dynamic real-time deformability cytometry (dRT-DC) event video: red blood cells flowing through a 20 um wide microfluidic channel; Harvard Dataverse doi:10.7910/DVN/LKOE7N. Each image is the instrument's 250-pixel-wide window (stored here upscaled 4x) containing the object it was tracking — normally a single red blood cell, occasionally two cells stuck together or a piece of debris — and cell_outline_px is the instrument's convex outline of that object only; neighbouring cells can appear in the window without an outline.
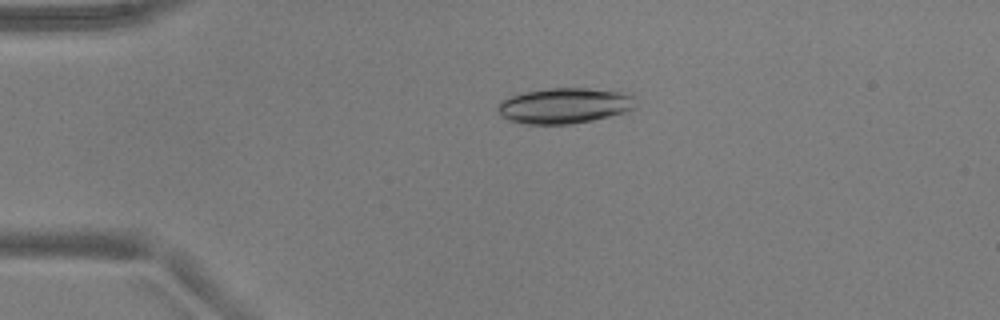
{"species": "common noctule bat (a hibernating species)", "species_latin": "Nyctalus noctula", "temperature_condition": "warm", "stored_images_in_passage": 51, "camera_frame_rate_fps": 3000, "um_per_image_px": 0.085, "animal": {"sex": "male", "body_mass_g": 17.9, "forearm_length_mm": 54.2}, "frame": {"image": 1, "passage_image": 11, "time_ms": 3.333, "image_size_px": [1000, 320], "cell_outline_px": [[636, 108], [624, 112], [592, 120], [572, 124], [524, 124], [508, 120], [500, 116], [496, 108], [496, 104], [500, 100], [508, 96], [524, 92], [552, 88], [620, 88], [636, 96]], "centroid_in_image_um": [48.03, 8.95], "position_along_channel_um": 37.0, "area_um2": 29.59}}
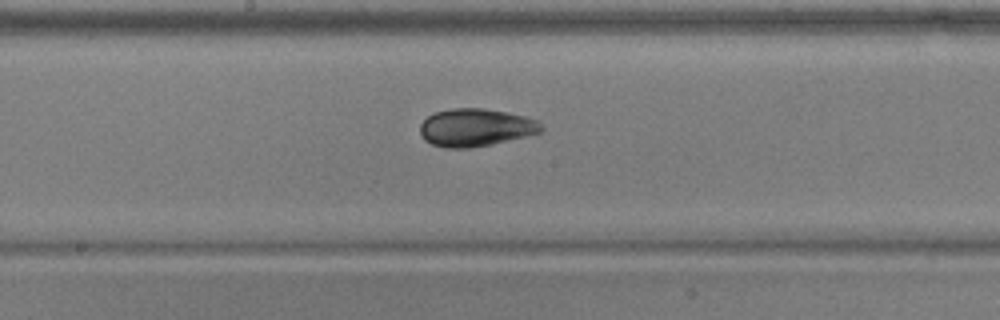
{"frame": {"image": 2, "passage_image": 27, "time_ms": 8.667, "image_size_px": [1000, 320], "cell_outline_px": [[544, 128], [540, 132], [528, 136], [492, 144], [468, 148], [444, 148], [432, 144], [424, 140], [420, 132], [420, 124], [428, 116], [436, 112], [452, 108], [484, 108], [508, 112], [524, 116], [536, 120]], "centroid_in_image_um": [40.43, 10.84], "position_along_channel_um": 207.8, "area_um2": 26.7}}
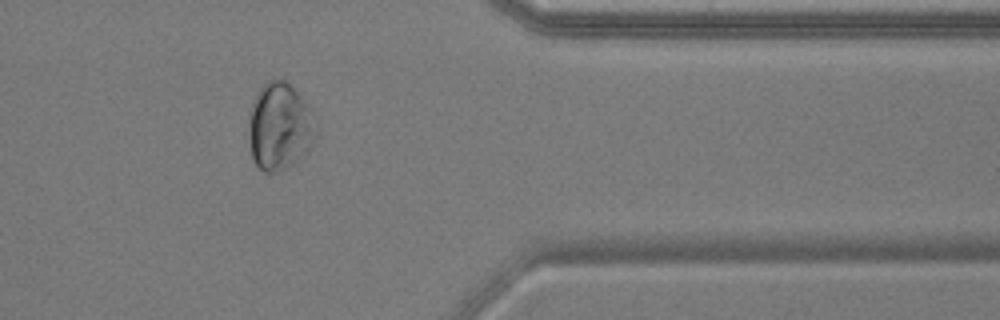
{"frame": {"image": 3, "passage_image": 42, "time_ms": 13.667, "image_size_px": [1000, 320], "cell_outline_px": [[320, 128], [316, 136], [300, 156], [292, 164], [276, 172], [264, 172], [256, 164], [252, 156], [248, 124], [248, 112], [256, 92], [272, 76], [284, 80], [312, 108], [316, 116]], "centroid_in_image_um": [23.78, 10.69], "position_along_channel_um": 387.6, "area_um2": 34.51}, "authors_computed_cell_mechanics": {"area_um2": 28.033, "velocity_mm_per_s": 3.895, "shape_relaxation_time_tau1_ms": 3.2696, "shape_relaxation_time_tau2_ms": null, "deformation_change_tau1": 0.1125, "deformation_change_tau2": null}}